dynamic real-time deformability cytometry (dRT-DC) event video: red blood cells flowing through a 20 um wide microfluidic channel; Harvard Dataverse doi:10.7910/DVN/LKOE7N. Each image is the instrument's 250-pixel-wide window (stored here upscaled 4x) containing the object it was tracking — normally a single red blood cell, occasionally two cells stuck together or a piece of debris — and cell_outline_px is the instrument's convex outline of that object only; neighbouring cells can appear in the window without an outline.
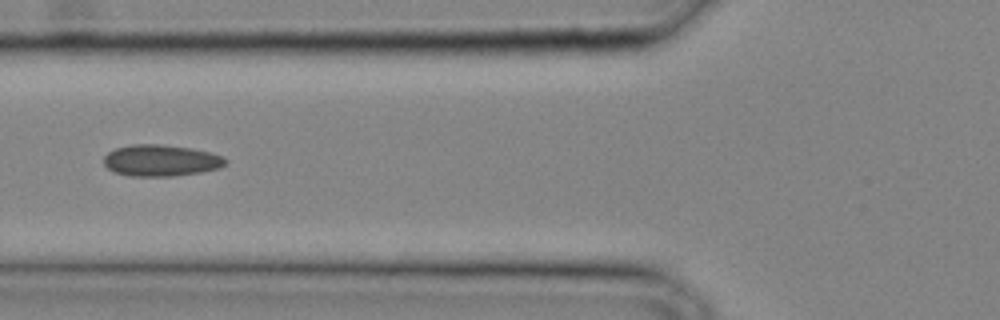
{"species": "common noctule bat (a hibernating species)", "species_latin": "Nyctalus noctula", "temperature_condition": "cold", "stored_images_in_passage": 28, "camera_frame_rate_fps": 3000, "um_per_image_px": 0.085, "animal": {"sex": "male", "body_mass_g": 20.4}, "frame": {"image": 1, "passage_image": 9, "time_ms": 2.667, "image_size_px": [1000, 320], "cell_outline_px": [[228, 164], [220, 168], [200, 172], [172, 176], [132, 176], [112, 172], [104, 164], [104, 156], [108, 152], [116, 148], [132, 144], [160, 144], [192, 148], [212, 152], [224, 156], [228, 160]], "centroid_in_image_um": [13.72, 13.63], "position_along_channel_um": 112.1, "area_um2": 22.6}}